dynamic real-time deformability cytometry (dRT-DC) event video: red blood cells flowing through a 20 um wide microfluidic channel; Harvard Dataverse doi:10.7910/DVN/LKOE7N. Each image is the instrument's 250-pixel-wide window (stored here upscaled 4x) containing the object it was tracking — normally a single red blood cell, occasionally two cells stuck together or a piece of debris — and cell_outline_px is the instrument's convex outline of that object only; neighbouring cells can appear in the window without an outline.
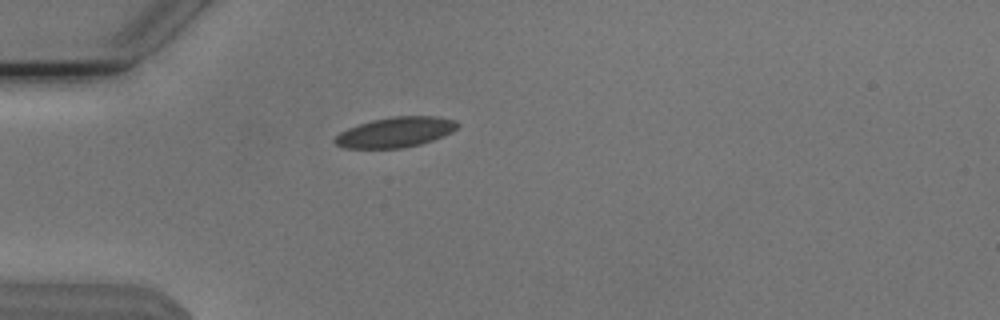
{"species": "Egyptian fruit bat (a non-hibernating species)", "species_latin": "Rousettus aegyptiacus", "temperature_condition": "cold", "stored_images_in_passage": 39, "camera_frame_rate_fps": 3000, "um_per_image_px": 0.085, "animal": {"sex": "male"}, "frame": {"image": 1, "passage_image": 1, "time_ms": 0.0, "image_size_px": [1000, 320], "cell_outline_px": [[460, 124], [452, 132], [444, 136], [420, 144], [404, 148], [344, 148], [336, 144], [332, 140], [340, 132], [348, 128], [372, 120], [392, 116], [436, 116], [456, 120]], "centroid_in_image_um": [33.63, 11.23], "position_along_channel_um": 51.4, "area_um2": 21.62}}
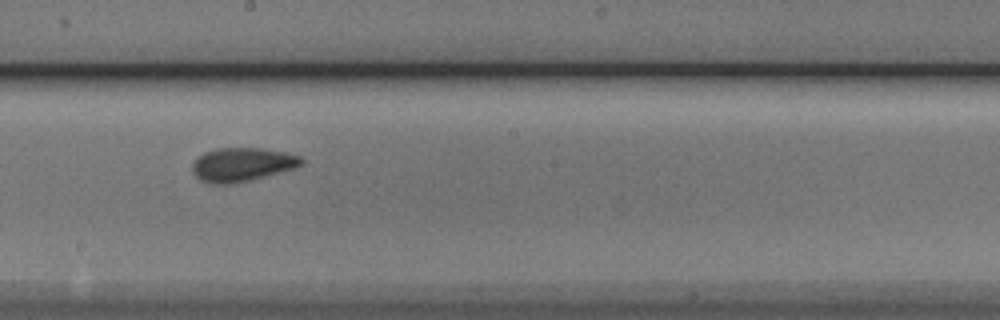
{"frame": {"image": 2, "passage_image": 16, "time_ms": 5.0, "image_size_px": [1000, 320], "cell_outline_px": [[304, 164], [296, 168], [232, 184], [212, 184], [200, 180], [192, 172], [192, 164], [196, 156], [204, 152], [216, 148], [260, 148], [288, 152], [300, 156], [304, 160]], "centroid_in_image_um": [20.57, 13.97], "position_along_channel_um": 227.6, "area_um2": 21.68}}
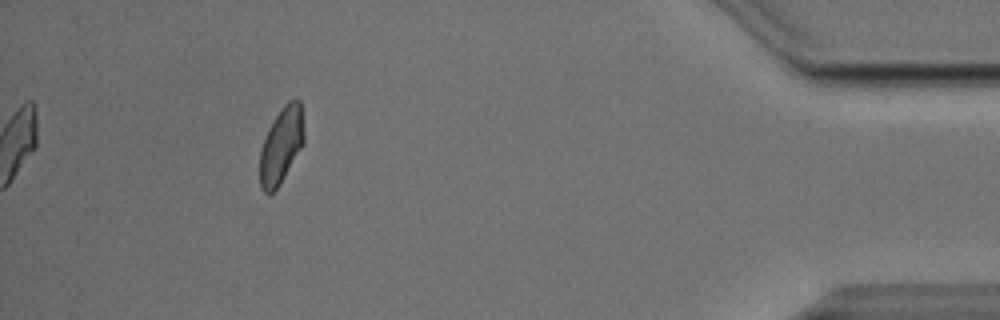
{"frame": {"image": 3, "passage_image": 35, "time_ms": 11.333, "image_size_px": [1000, 320], "cell_outline_px": [[304, 144], [280, 184], [272, 192], [264, 192], [260, 188], [260, 148], [268, 128], [284, 104], [288, 100], [296, 96], [300, 100], [304, 132]], "centroid_in_image_um": [23.92, 12.32], "position_along_channel_um": 411.3, "area_um2": 19.71}, "authors_computed_cell_mechanics": {"area_um2": 20.8658, "velocity_mm_per_s": 3.7987, "shape_relaxation_time_tau1_ms": 3.8542, "shape_relaxation_time_tau2_ms": 1.2501, "deformation_change_tau1": 0.1064, "deformation_change_tau2": 0.0647}}